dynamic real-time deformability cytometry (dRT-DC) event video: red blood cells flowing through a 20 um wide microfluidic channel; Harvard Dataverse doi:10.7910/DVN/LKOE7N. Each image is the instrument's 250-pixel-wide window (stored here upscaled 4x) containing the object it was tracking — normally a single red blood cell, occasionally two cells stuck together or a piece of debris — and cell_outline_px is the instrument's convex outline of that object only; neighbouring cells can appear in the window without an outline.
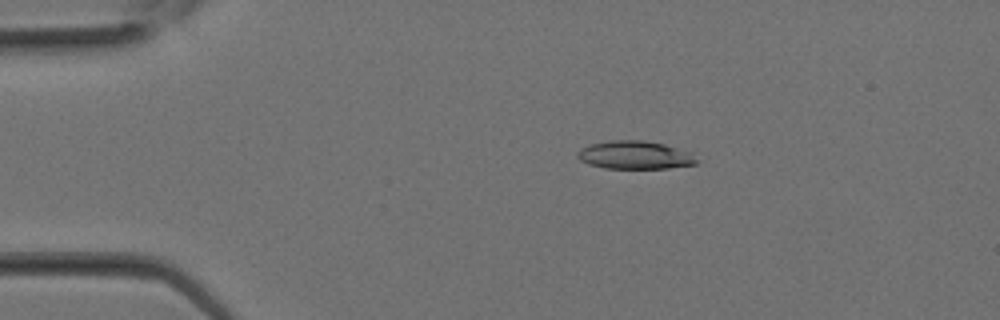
{"species": "Egyptian fruit bat (a non-hibernating species)", "species_latin": "Rousettus aegyptiacus", "temperature_condition": "room temperature", "stored_images_in_passage": 13, "camera_frame_rate_fps": 3000, "um_per_image_px": 0.085, "animal": {"sex": "female"}, "frame": {"image": 1, "passage_image": 6, "time_ms": 1.667, "image_size_px": [1000, 320], "cell_outline_px": [[696, 164], [668, 168], [604, 168], [588, 164], [580, 160], [576, 156], [576, 152], [580, 148], [592, 144], [612, 140], [644, 140], [664, 144], [692, 152], [696, 160]], "centroid_in_image_um": [53.94, 13.17], "position_along_channel_um": 31.1, "area_um2": 19.54}}
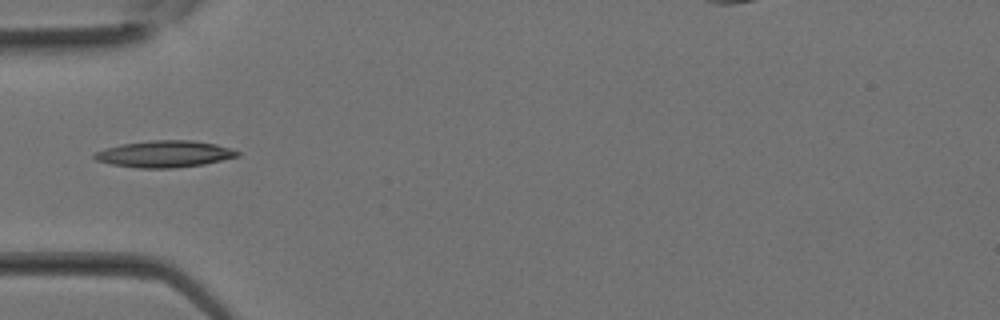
{"frame": {"image": 2, "passage_image": 10, "time_ms": 3.0, "image_size_px": [1000, 320], "cell_outline_px": [[240, 156], [204, 164], [172, 168], [136, 168], [112, 164], [96, 160], [92, 156], [96, 152], [104, 148], [120, 144], [152, 140], [192, 140], [216, 144], [240, 152]], "centroid_in_image_um": [13.97, 13.08], "position_along_channel_um": 71.0, "area_um2": 22.2}}
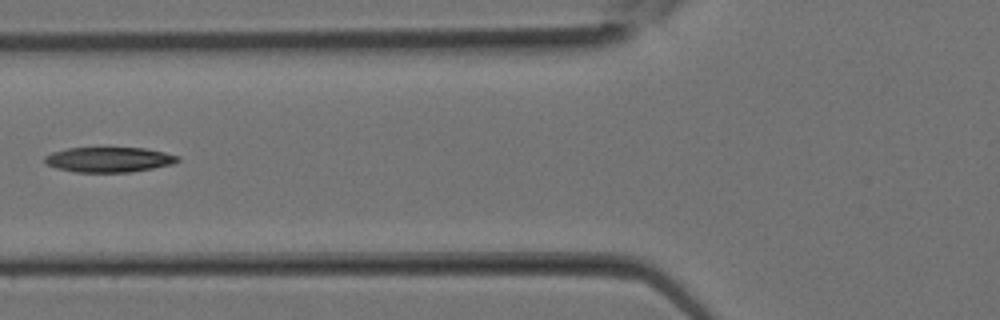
{"frame": {"image": 3, "passage_image": 12, "time_ms": 3.667, "image_size_px": [1000, 320], "cell_outline_px": [[180, 160], [172, 164], [152, 168], [128, 172], [76, 172], [56, 168], [44, 164], [44, 156], [52, 152], [68, 148], [144, 148], [164, 152], [180, 156]], "centroid_in_image_um": [9.23, 13.56], "position_along_channel_um": 116.6, "area_um2": 19.42}}